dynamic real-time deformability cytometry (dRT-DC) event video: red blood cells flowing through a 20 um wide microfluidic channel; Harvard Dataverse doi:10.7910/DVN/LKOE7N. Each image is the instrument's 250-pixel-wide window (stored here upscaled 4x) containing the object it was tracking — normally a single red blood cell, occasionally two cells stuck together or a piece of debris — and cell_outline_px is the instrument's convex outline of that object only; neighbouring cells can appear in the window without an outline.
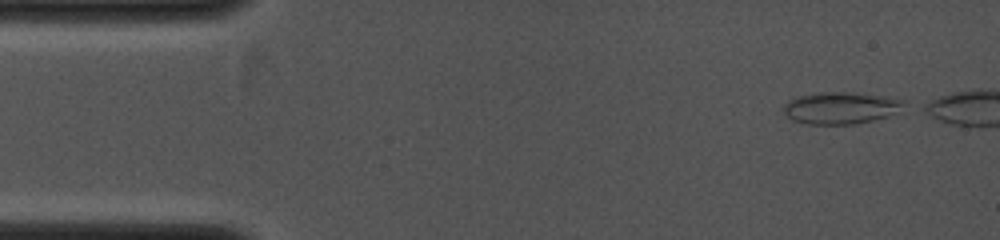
{"species": "common noctule bat (a hibernating species)", "species_latin": "Nyctalus noctula", "temperature_condition": "cold", "stored_images_in_passage": 21, "segment_of_instrument_passage": [1, 2], "camera_frame_rate_fps": 4000, "um_per_image_px": 0.085, "animal": {"sex": "female", "body_mass_g": 19.0, "forearm_length_mm": 53.3}, "frame": {"image": 1, "passage_image": 1, "time_ms": 0.0, "image_size_px": [1000, 240], "cell_outline_px": [[904, 100], [896, 112], [888, 116], [872, 120], [852, 124], [808, 124], [792, 120], [784, 112], [784, 104], [788, 100], [800, 96], [820, 92], [848, 92], [884, 96]], "centroid_in_image_um": [71.41, 9.17], "position_along_channel_um": 13.6, "area_um2": 21.96}}
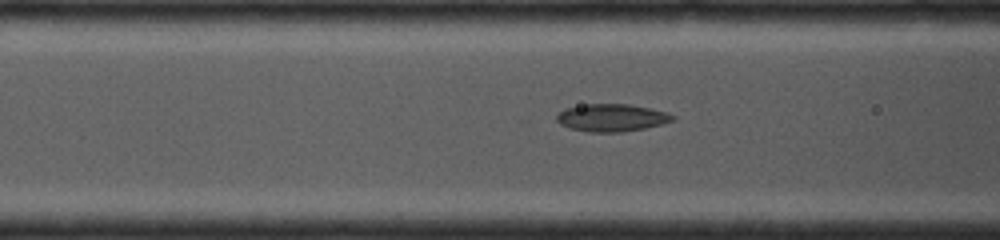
{"frame": {"image": 2, "passage_image": 15, "time_ms": 3.75, "image_size_px": [1000, 240], "cell_outline_px": [[676, 120], [644, 128], [620, 132], [588, 132], [568, 128], [560, 124], [556, 120], [556, 116], [564, 108], [588, 104], [628, 104], [668, 112], [676, 116]], "centroid_in_image_um": [51.99, 10.01], "position_along_channel_um": 114.6, "area_um2": 18.61}}
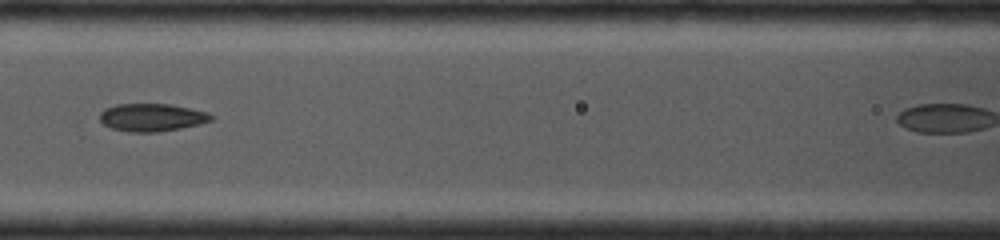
{"frame": {"image": 3, "passage_image": 18, "time_ms": 4.5, "image_size_px": [1000, 240], "cell_outline_px": [[212, 120], [180, 128], [156, 132], [128, 132], [112, 128], [96, 120], [100, 112], [104, 108], [116, 104], [168, 104], [188, 108], [204, 112], [212, 116]], "centroid_in_image_um": [12.78, 9.98], "position_along_channel_um": 153.8, "area_um2": 17.86}}